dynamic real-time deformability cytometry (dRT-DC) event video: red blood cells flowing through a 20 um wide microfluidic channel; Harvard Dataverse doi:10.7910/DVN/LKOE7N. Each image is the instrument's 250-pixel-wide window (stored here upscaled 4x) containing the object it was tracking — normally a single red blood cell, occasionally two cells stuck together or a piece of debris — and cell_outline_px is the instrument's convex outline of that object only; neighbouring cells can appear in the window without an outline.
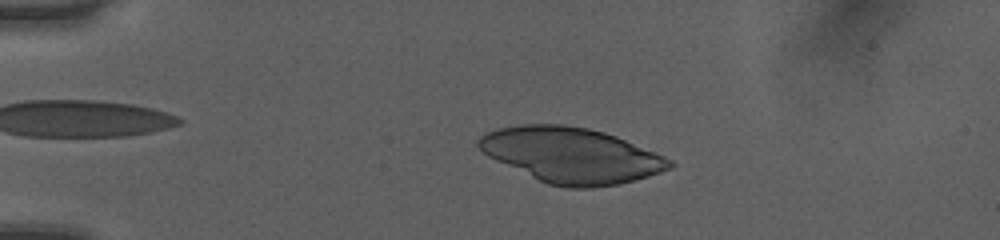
{"species": "human", "species_latin": "Homo sapiens", "temperature_condition": "room temperature", "stored_images_in_passage": 49, "camera_frame_rate_fps": 3000, "um_per_image_px": 0.085, "donor": {"sex": "female"}, "frame": {"image": 1, "passage_image": 10, "time_ms": 3.0, "image_size_px": [1000, 240], "cell_outline_px": [[676, 164], [672, 168], [648, 176], [620, 184], [592, 188], [568, 188], [548, 184], [496, 160], [488, 156], [476, 144], [476, 140], [480, 136], [488, 132], [500, 128], [524, 124], [564, 124], [588, 128], [604, 132], [616, 136], [664, 156], [672, 160]], "centroid_in_image_um": [48.58, 13.19], "position_along_channel_um": 36.4, "area_um2": 61.27}}